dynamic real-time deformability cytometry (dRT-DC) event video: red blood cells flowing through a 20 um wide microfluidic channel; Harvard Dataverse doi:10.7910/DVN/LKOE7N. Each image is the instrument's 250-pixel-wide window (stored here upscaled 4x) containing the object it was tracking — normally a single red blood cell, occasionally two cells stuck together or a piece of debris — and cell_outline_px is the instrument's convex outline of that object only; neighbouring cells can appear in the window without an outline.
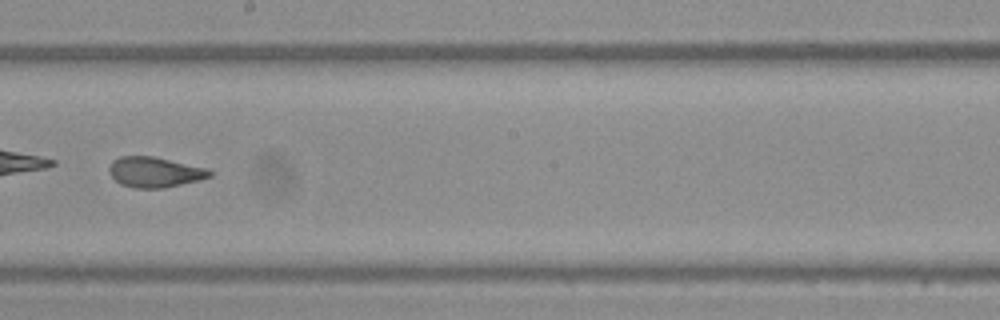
{"species": "Egyptian fruit bat (a non-hibernating species)", "species_latin": "Rousettus aegyptiacus", "temperature_condition": "warm", "stored_images_in_passage": 42, "camera_frame_rate_fps": 3000, "um_per_image_px": 0.085, "frame": {"image": 1, "passage_image": 24, "time_ms": 7.667, "image_size_px": [1000, 320], "cell_outline_px": [[212, 176], [200, 180], [164, 188], [136, 188], [120, 184], [108, 172], [108, 168], [112, 160], [120, 156], [152, 156], [208, 168], [212, 172]], "centroid_in_image_um": [13.15, 14.63], "position_along_channel_um": 235.1, "area_um2": 17.86}}
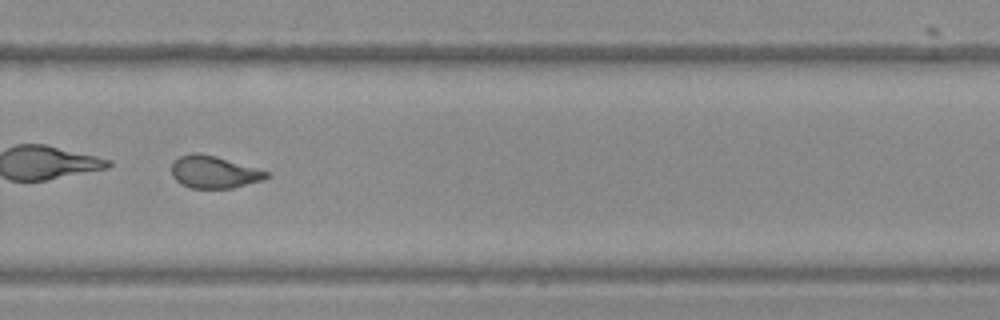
{"frame": {"image": 2, "passage_image": 30, "time_ms": 9.667, "image_size_px": [1000, 320], "cell_outline_px": [[272, 176], [264, 180], [232, 188], [192, 188], [180, 184], [172, 176], [172, 164], [180, 156], [192, 152], [196, 152], [216, 156], [268, 172]], "centroid_in_image_um": [18.19, 14.63], "position_along_channel_um": 311.6, "area_um2": 17.8}, "authors_computed_cell_mechanics": {"area_um2": 19.1029, "velocity_mm_per_s": 3.8376, "shape_relaxation_time_tau1_ms": null, "shape_relaxation_time_tau2_ms": 1.1005, "deformation_change_tau1": null, "deformation_change_tau2": 0.0654}}